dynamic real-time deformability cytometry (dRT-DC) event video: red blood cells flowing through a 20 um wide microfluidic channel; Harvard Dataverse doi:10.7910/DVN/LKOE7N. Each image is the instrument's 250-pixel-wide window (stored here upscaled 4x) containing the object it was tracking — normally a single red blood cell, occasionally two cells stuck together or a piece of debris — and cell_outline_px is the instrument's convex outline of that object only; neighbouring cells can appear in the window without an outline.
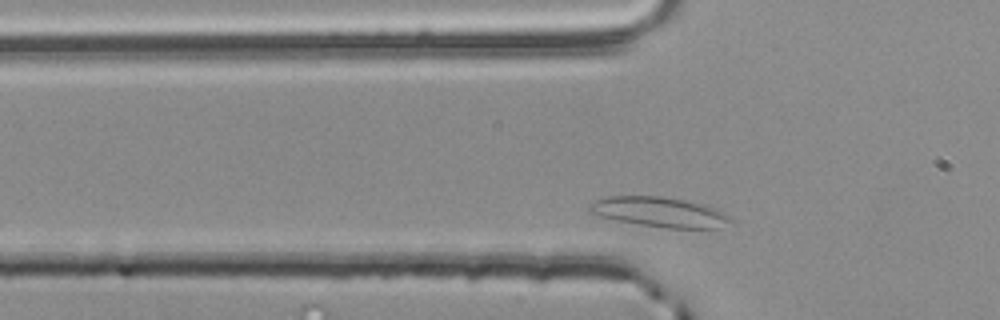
{"species": "common noctule bat (a hibernating species)", "species_latin": "Nyctalus noctula", "temperature_condition": "room temperature", "stored_images_in_passage": 37, "camera_frame_rate_fps": 3000, "um_per_image_px": 0.085, "animal": {"sex": "male", "body_mass_g": 20.4}, "frame": {"image": 1, "passage_image": 7, "time_ms": 2.0, "image_size_px": [1000, 320], "cell_outline_px": [[732, 220], [716, 228], [668, 228], [640, 224], [616, 220], [600, 216], [588, 212], [584, 208], [588, 204], [596, 200], [608, 196], [660, 196], [684, 200], [700, 204], [712, 208], [728, 216]], "centroid_in_image_um": [55.92, 18.02], "position_along_channel_um": 69.9, "area_um2": 24.22}}
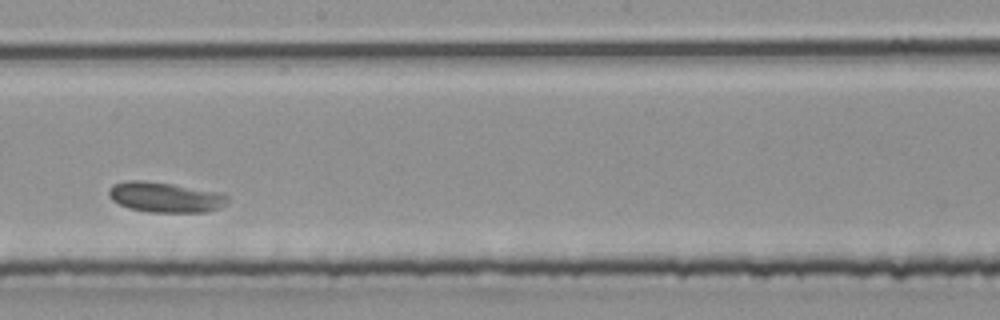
{"frame": {"image": 2, "passage_image": 22, "time_ms": 7.0, "image_size_px": [1000, 320], "cell_outline_px": [[228, 200], [220, 208], [204, 212], [148, 212], [128, 208], [112, 200], [108, 196], [108, 188], [112, 184], [124, 180], [144, 180], [172, 184], [224, 192], [228, 196]], "centroid_in_image_um": [14.03, 16.75], "position_along_channel_um": 234.2, "area_um2": 21.27}}
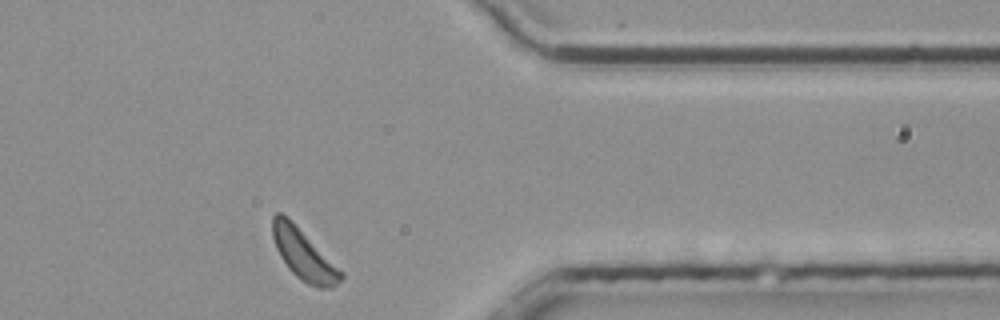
{"frame": {"image": 3, "passage_image": 36, "time_ms": 11.667, "image_size_px": [1000, 320], "cell_outline_px": [[344, 276], [332, 288], [316, 288], [300, 280], [288, 268], [280, 256], [276, 248], [272, 236], [272, 216], [276, 212], [280, 212], [292, 220], [344, 272]], "centroid_in_image_um": [25.81, 21.63], "position_along_channel_um": 385.6, "area_um2": 20.29}, "authors_computed_cell_mechanics": {"area_um2": 20.9236, "velocity_mm_per_s": 3.4032, "shape_relaxation_time_tau1_ms": 7.0744, "shape_relaxation_time_tau2_ms": null, "deformation_change_tau1": 0.0963, "deformation_change_tau2": null}}